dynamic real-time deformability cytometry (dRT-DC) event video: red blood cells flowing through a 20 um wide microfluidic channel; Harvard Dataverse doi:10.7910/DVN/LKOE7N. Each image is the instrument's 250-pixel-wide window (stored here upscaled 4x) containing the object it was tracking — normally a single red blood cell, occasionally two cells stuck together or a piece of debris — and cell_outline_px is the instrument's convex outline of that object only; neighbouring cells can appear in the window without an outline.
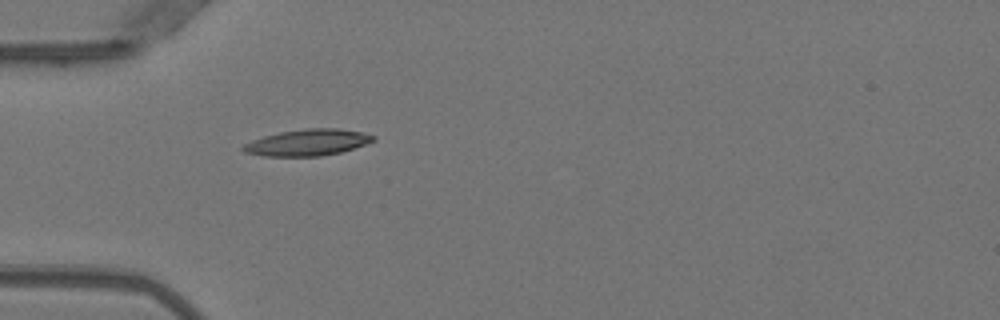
{"species": "Egyptian fruit bat (a non-hibernating species)", "species_latin": "Rousettus aegyptiacus", "temperature_condition": "warm", "stored_images_in_passage": 36, "camera_frame_rate_fps": 3000, "um_per_image_px": 0.085, "animal": {"sex": "female"}, "frame": {"image": 1, "passage_image": 1, "time_ms": 0.0, "image_size_px": [1000, 320], "cell_outline_px": [[376, 140], [340, 152], [320, 156], [264, 156], [244, 152], [240, 148], [244, 144], [252, 140], [264, 136], [280, 132], [304, 128], [336, 128], [360, 132], [376, 136]], "centroid_in_image_um": [26.11, 12.11], "position_along_channel_um": 58.9, "area_um2": 19.88}}
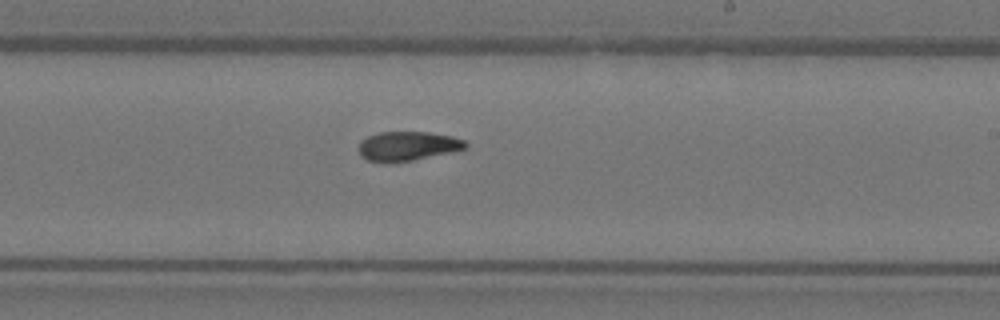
{"frame": {"image": 2, "passage_image": 16, "time_ms": 5.0, "image_size_px": [1000, 320], "cell_outline_px": [[468, 148], [452, 152], [392, 164], [384, 164], [368, 160], [360, 156], [360, 140], [368, 136], [380, 132], [428, 132], [452, 136], [464, 140], [468, 144]], "centroid_in_image_um": [34.64, 12.43], "position_along_channel_um": 254.4, "area_um2": 18.5}}
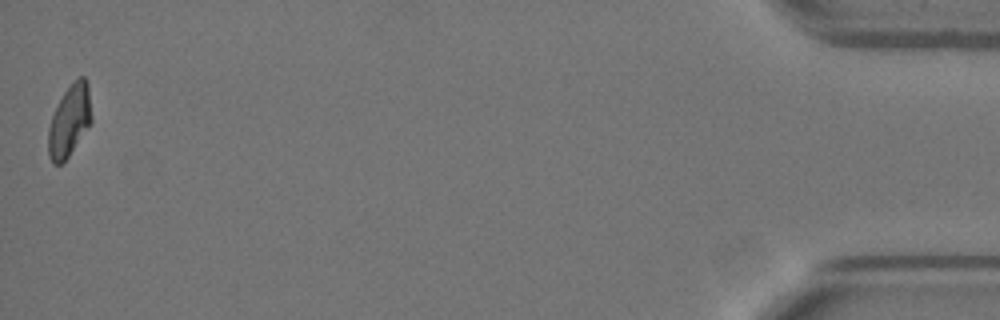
{"frame": {"image": 3, "passage_image": 36, "time_ms": 11.667, "image_size_px": [1000, 320], "cell_outline_px": [[92, 120], [68, 156], [60, 164], [52, 164], [48, 156], [48, 128], [52, 116], [64, 92], [72, 80], [80, 76], [84, 76], [88, 84], [92, 116]], "centroid_in_image_um": [5.9, 10.23], "position_along_channel_um": 429.3, "area_um2": 17.86}, "authors_computed_cell_mechanics": {"area_um2": 18.5827, "velocity_mm_per_s": 4.0031, "shape_relaxation_time_tau1_ms": null, "shape_relaxation_time_tau2_ms": 5.1956, "deformation_change_tau1": null, "deformation_change_tau2": 0.093}}